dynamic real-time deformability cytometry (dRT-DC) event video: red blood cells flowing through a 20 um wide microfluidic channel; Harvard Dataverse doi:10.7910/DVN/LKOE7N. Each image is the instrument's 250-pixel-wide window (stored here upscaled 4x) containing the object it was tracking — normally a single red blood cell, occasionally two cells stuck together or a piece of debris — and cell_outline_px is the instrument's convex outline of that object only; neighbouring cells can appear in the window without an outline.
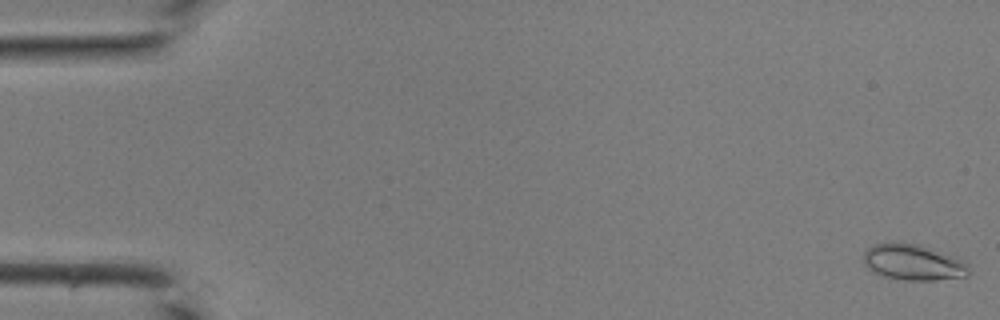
{"species": "common noctule bat (a hibernating species)", "species_latin": "Nyctalus noctula", "temperature_condition": "room temperature", "stored_images_in_passage": 43, "camera_frame_rate_fps": 3000, "um_per_image_px": 0.085, "animal": {"sex": "male", "body_mass_g": 19.0, "forearm_length_mm": 50.8}, "frame": {"image": 1, "passage_image": 1, "time_ms": 0.0, "image_size_px": [1000, 320], "cell_outline_px": [[968, 276], [936, 280], [904, 280], [884, 276], [868, 268], [864, 264], [864, 252], [868, 248], [876, 244], [888, 240], [900, 240], [920, 244], [956, 256], [964, 260], [968, 264]], "centroid_in_image_um": [77.63, 22.25], "position_along_channel_um": 7.4, "area_um2": 22.6}}
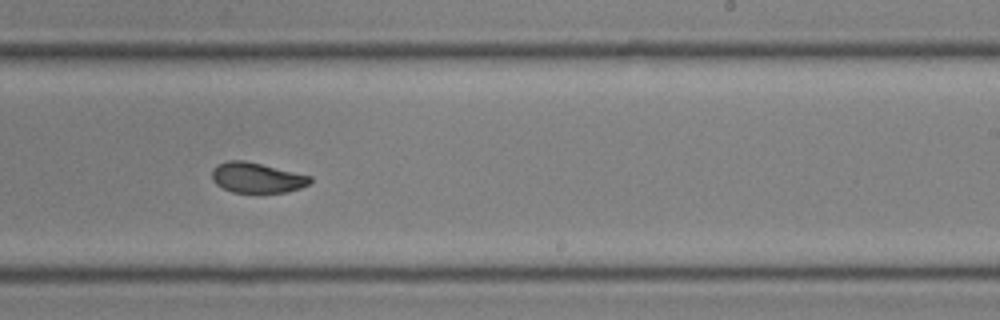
{"frame": {"image": 2, "passage_image": 27, "time_ms": 8.667, "image_size_px": [1000, 320], "cell_outline_px": [[312, 180], [308, 184], [300, 188], [288, 192], [232, 192], [216, 184], [212, 180], [212, 168], [216, 164], [228, 160], [244, 160], [312, 176]], "centroid_in_image_um": [21.81, 15.09], "position_along_channel_um": 267.2, "area_um2": 17.28}}
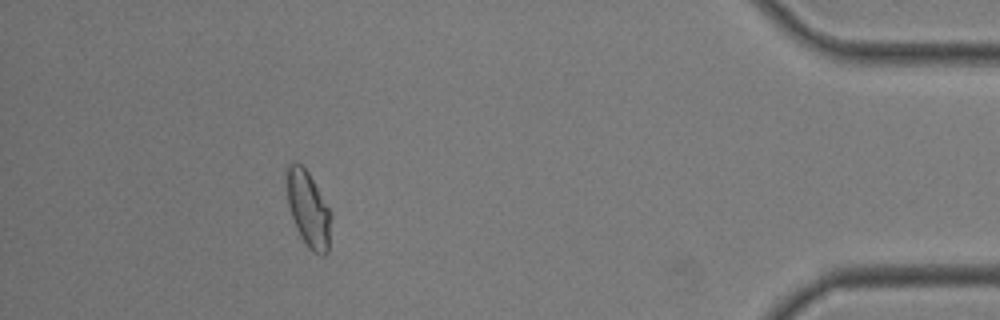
{"frame": {"image": 3, "passage_image": 39, "time_ms": 12.667, "image_size_px": [1000, 320], "cell_outline_px": [[332, 216], [328, 252], [324, 256], [320, 256], [312, 252], [308, 248], [300, 236], [296, 228], [288, 204], [284, 176], [284, 172], [288, 164], [300, 164], [308, 172], [328, 208]], "centroid_in_image_um": [26.18, 17.8], "position_along_channel_um": 409.0, "area_um2": 19.71}}